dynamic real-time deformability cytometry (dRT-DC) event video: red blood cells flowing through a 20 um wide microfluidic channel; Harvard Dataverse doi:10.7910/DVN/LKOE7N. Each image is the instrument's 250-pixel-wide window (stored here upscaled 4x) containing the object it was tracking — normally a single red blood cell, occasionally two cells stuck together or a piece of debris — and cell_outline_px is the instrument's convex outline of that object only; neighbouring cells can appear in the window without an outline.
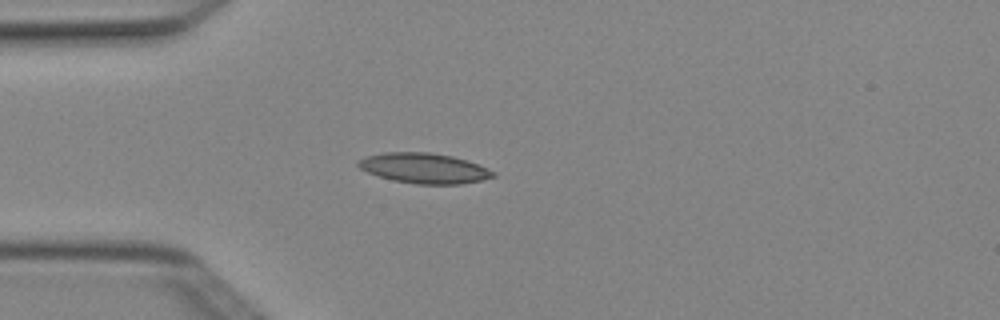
{"species": "Egyptian fruit bat (a non-hibernating species)", "species_latin": "Rousettus aegyptiacus", "temperature_condition": "cold", "stored_images_in_passage": 4, "camera_frame_rate_fps": 3000, "um_per_image_px": 0.085, "animal": {"sex": "female"}, "frame": {"image": 1, "passage_image": 4, "time_ms": 1.0, "image_size_px": [1000, 320], "cell_outline_px": [[496, 176], [480, 180], [460, 184], [416, 184], [392, 180], [368, 172], [360, 168], [356, 164], [356, 160], [368, 156], [384, 152], [432, 152], [452, 156], [488, 168], [496, 172]], "centroid_in_image_um": [36.04, 14.29], "position_along_channel_um": 49.0, "area_um2": 23.64}}